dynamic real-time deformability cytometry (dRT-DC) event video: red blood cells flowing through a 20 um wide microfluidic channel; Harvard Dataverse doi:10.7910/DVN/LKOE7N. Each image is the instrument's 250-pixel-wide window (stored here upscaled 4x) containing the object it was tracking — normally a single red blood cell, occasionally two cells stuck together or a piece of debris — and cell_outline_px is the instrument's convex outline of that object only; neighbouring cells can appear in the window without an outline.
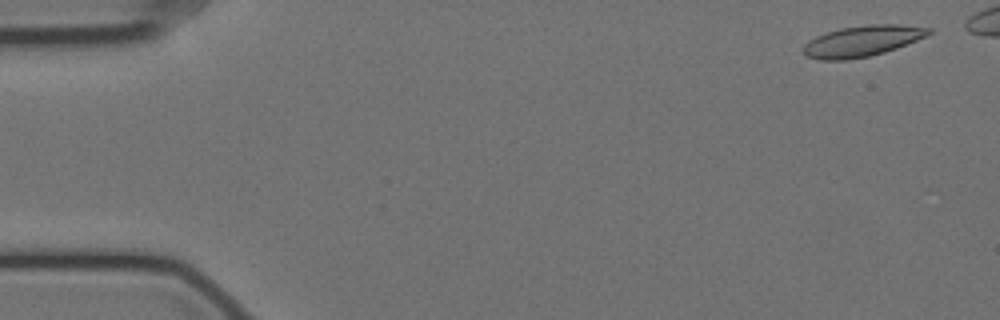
{"species": "Egyptian fruit bat (a non-hibernating species)", "species_latin": "Rousettus aegyptiacus", "temperature_condition": "cold", "stored_images_in_passage": 19, "camera_frame_rate_fps": 3000, "um_per_image_px": 0.085, "animal": {"sex": "female"}, "frame": {"image": 1, "passage_image": 3, "time_ms": 0.667, "image_size_px": [1000, 320], "cell_outline_px": [[932, 32], [928, 36], [896, 48], [884, 52], [868, 56], [848, 60], [820, 60], [804, 56], [804, 44], [808, 40], [816, 36], [840, 28], [868, 24], [900, 24], [932, 28]], "centroid_in_image_um": [73.3, 3.48], "position_along_channel_um": 11.7, "area_um2": 22.72}}